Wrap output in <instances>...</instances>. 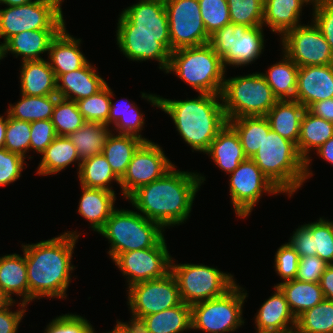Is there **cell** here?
<instances>
[{
    "mask_svg": "<svg viewBox=\"0 0 333 333\" xmlns=\"http://www.w3.org/2000/svg\"><path fill=\"white\" fill-rule=\"evenodd\" d=\"M103 333H114V332L111 330V331H108V332H103Z\"/></svg>",
    "mask_w": 333,
    "mask_h": 333,
    "instance_id": "66",
    "label": "cell"
},
{
    "mask_svg": "<svg viewBox=\"0 0 333 333\" xmlns=\"http://www.w3.org/2000/svg\"><path fill=\"white\" fill-rule=\"evenodd\" d=\"M85 122H98L108 126L111 103V87L107 83L96 94L76 101Z\"/></svg>",
    "mask_w": 333,
    "mask_h": 333,
    "instance_id": "43",
    "label": "cell"
},
{
    "mask_svg": "<svg viewBox=\"0 0 333 333\" xmlns=\"http://www.w3.org/2000/svg\"><path fill=\"white\" fill-rule=\"evenodd\" d=\"M81 42V38L69 34L66 26L52 40L47 60L56 78L82 68L89 61L83 51L81 52Z\"/></svg>",
    "mask_w": 333,
    "mask_h": 333,
    "instance_id": "24",
    "label": "cell"
},
{
    "mask_svg": "<svg viewBox=\"0 0 333 333\" xmlns=\"http://www.w3.org/2000/svg\"><path fill=\"white\" fill-rule=\"evenodd\" d=\"M141 109L134 104L128 111L122 115L119 120L113 125L114 129L111 128L115 134L134 135L144 141H151L148 138H144L141 134L142 130L145 129V117ZM116 130V132H115Z\"/></svg>",
    "mask_w": 333,
    "mask_h": 333,
    "instance_id": "52",
    "label": "cell"
},
{
    "mask_svg": "<svg viewBox=\"0 0 333 333\" xmlns=\"http://www.w3.org/2000/svg\"><path fill=\"white\" fill-rule=\"evenodd\" d=\"M30 125V151L32 150L41 155L58 135L51 119L34 121Z\"/></svg>",
    "mask_w": 333,
    "mask_h": 333,
    "instance_id": "53",
    "label": "cell"
},
{
    "mask_svg": "<svg viewBox=\"0 0 333 333\" xmlns=\"http://www.w3.org/2000/svg\"><path fill=\"white\" fill-rule=\"evenodd\" d=\"M263 27L230 23L210 35L208 44L222 59L225 70L228 66L247 67L264 52Z\"/></svg>",
    "mask_w": 333,
    "mask_h": 333,
    "instance_id": "10",
    "label": "cell"
},
{
    "mask_svg": "<svg viewBox=\"0 0 333 333\" xmlns=\"http://www.w3.org/2000/svg\"><path fill=\"white\" fill-rule=\"evenodd\" d=\"M164 231L138 211L116 208L98 234L110 244L107 253L113 260L124 252L154 247L165 236Z\"/></svg>",
    "mask_w": 333,
    "mask_h": 333,
    "instance_id": "6",
    "label": "cell"
},
{
    "mask_svg": "<svg viewBox=\"0 0 333 333\" xmlns=\"http://www.w3.org/2000/svg\"><path fill=\"white\" fill-rule=\"evenodd\" d=\"M288 243L298 253L299 258L316 255V251H313L312 232L304 223L293 231Z\"/></svg>",
    "mask_w": 333,
    "mask_h": 333,
    "instance_id": "56",
    "label": "cell"
},
{
    "mask_svg": "<svg viewBox=\"0 0 333 333\" xmlns=\"http://www.w3.org/2000/svg\"><path fill=\"white\" fill-rule=\"evenodd\" d=\"M274 258L275 273L280 276L283 282L296 279L299 255L288 242L277 249Z\"/></svg>",
    "mask_w": 333,
    "mask_h": 333,
    "instance_id": "49",
    "label": "cell"
},
{
    "mask_svg": "<svg viewBox=\"0 0 333 333\" xmlns=\"http://www.w3.org/2000/svg\"><path fill=\"white\" fill-rule=\"evenodd\" d=\"M328 98H333V64L299 67L295 100L308 109Z\"/></svg>",
    "mask_w": 333,
    "mask_h": 333,
    "instance_id": "20",
    "label": "cell"
},
{
    "mask_svg": "<svg viewBox=\"0 0 333 333\" xmlns=\"http://www.w3.org/2000/svg\"><path fill=\"white\" fill-rule=\"evenodd\" d=\"M64 0H35L19 6L0 9V42L2 47L12 36L23 31L63 29L66 25L62 11Z\"/></svg>",
    "mask_w": 333,
    "mask_h": 333,
    "instance_id": "11",
    "label": "cell"
},
{
    "mask_svg": "<svg viewBox=\"0 0 333 333\" xmlns=\"http://www.w3.org/2000/svg\"><path fill=\"white\" fill-rule=\"evenodd\" d=\"M176 168L174 166L162 178L140 187L126 199L140 214L164 230L177 227L190 218L193 201L206 181L201 173Z\"/></svg>",
    "mask_w": 333,
    "mask_h": 333,
    "instance_id": "1",
    "label": "cell"
},
{
    "mask_svg": "<svg viewBox=\"0 0 333 333\" xmlns=\"http://www.w3.org/2000/svg\"><path fill=\"white\" fill-rule=\"evenodd\" d=\"M312 21L329 43L333 52V0L312 3Z\"/></svg>",
    "mask_w": 333,
    "mask_h": 333,
    "instance_id": "51",
    "label": "cell"
},
{
    "mask_svg": "<svg viewBox=\"0 0 333 333\" xmlns=\"http://www.w3.org/2000/svg\"><path fill=\"white\" fill-rule=\"evenodd\" d=\"M331 137H333V122L314 116L306 109L301 120L300 136L297 142L299 154L306 162V180L314 175L310 167L312 162L310 153L315 154V151Z\"/></svg>",
    "mask_w": 333,
    "mask_h": 333,
    "instance_id": "25",
    "label": "cell"
},
{
    "mask_svg": "<svg viewBox=\"0 0 333 333\" xmlns=\"http://www.w3.org/2000/svg\"><path fill=\"white\" fill-rule=\"evenodd\" d=\"M15 304L18 310L13 311L12 306L14 307ZM27 308L24 303L12 301L8 306L0 309V333H18L19 324L23 320Z\"/></svg>",
    "mask_w": 333,
    "mask_h": 333,
    "instance_id": "55",
    "label": "cell"
},
{
    "mask_svg": "<svg viewBox=\"0 0 333 333\" xmlns=\"http://www.w3.org/2000/svg\"><path fill=\"white\" fill-rule=\"evenodd\" d=\"M313 237V251L326 263L333 264V221L319 217L316 222L304 224Z\"/></svg>",
    "mask_w": 333,
    "mask_h": 333,
    "instance_id": "45",
    "label": "cell"
},
{
    "mask_svg": "<svg viewBox=\"0 0 333 333\" xmlns=\"http://www.w3.org/2000/svg\"><path fill=\"white\" fill-rule=\"evenodd\" d=\"M77 176L80 186L87 188H101L115 192L111 186L112 182L120 186V179L102 154L81 161Z\"/></svg>",
    "mask_w": 333,
    "mask_h": 333,
    "instance_id": "39",
    "label": "cell"
},
{
    "mask_svg": "<svg viewBox=\"0 0 333 333\" xmlns=\"http://www.w3.org/2000/svg\"><path fill=\"white\" fill-rule=\"evenodd\" d=\"M198 1L202 20L209 36L231 23L227 0Z\"/></svg>",
    "mask_w": 333,
    "mask_h": 333,
    "instance_id": "47",
    "label": "cell"
},
{
    "mask_svg": "<svg viewBox=\"0 0 333 333\" xmlns=\"http://www.w3.org/2000/svg\"><path fill=\"white\" fill-rule=\"evenodd\" d=\"M226 70L209 44L171 52L166 74H175L197 93L221 95Z\"/></svg>",
    "mask_w": 333,
    "mask_h": 333,
    "instance_id": "5",
    "label": "cell"
},
{
    "mask_svg": "<svg viewBox=\"0 0 333 333\" xmlns=\"http://www.w3.org/2000/svg\"><path fill=\"white\" fill-rule=\"evenodd\" d=\"M168 16L171 52L209 43L198 0H164Z\"/></svg>",
    "mask_w": 333,
    "mask_h": 333,
    "instance_id": "13",
    "label": "cell"
},
{
    "mask_svg": "<svg viewBox=\"0 0 333 333\" xmlns=\"http://www.w3.org/2000/svg\"><path fill=\"white\" fill-rule=\"evenodd\" d=\"M232 24L263 26L264 0H227Z\"/></svg>",
    "mask_w": 333,
    "mask_h": 333,
    "instance_id": "44",
    "label": "cell"
},
{
    "mask_svg": "<svg viewBox=\"0 0 333 333\" xmlns=\"http://www.w3.org/2000/svg\"><path fill=\"white\" fill-rule=\"evenodd\" d=\"M281 50L298 67L333 64V52L319 28L311 20L287 31L281 38Z\"/></svg>",
    "mask_w": 333,
    "mask_h": 333,
    "instance_id": "16",
    "label": "cell"
},
{
    "mask_svg": "<svg viewBox=\"0 0 333 333\" xmlns=\"http://www.w3.org/2000/svg\"><path fill=\"white\" fill-rule=\"evenodd\" d=\"M114 92L111 89V103H110V110H109V116H108V126L113 128L112 126L119 120V118L124 115L128 109H130L135 102H131L126 99H121V101H112V97H114ZM112 125V126H111Z\"/></svg>",
    "mask_w": 333,
    "mask_h": 333,
    "instance_id": "58",
    "label": "cell"
},
{
    "mask_svg": "<svg viewBox=\"0 0 333 333\" xmlns=\"http://www.w3.org/2000/svg\"><path fill=\"white\" fill-rule=\"evenodd\" d=\"M248 293L239 283L224 295L191 306L192 330L233 333L244 326L243 306Z\"/></svg>",
    "mask_w": 333,
    "mask_h": 333,
    "instance_id": "8",
    "label": "cell"
},
{
    "mask_svg": "<svg viewBox=\"0 0 333 333\" xmlns=\"http://www.w3.org/2000/svg\"><path fill=\"white\" fill-rule=\"evenodd\" d=\"M96 70L88 61L82 68L59 75L56 78L57 95L76 102L96 94L107 84Z\"/></svg>",
    "mask_w": 333,
    "mask_h": 333,
    "instance_id": "22",
    "label": "cell"
},
{
    "mask_svg": "<svg viewBox=\"0 0 333 333\" xmlns=\"http://www.w3.org/2000/svg\"><path fill=\"white\" fill-rule=\"evenodd\" d=\"M267 178L290 198L306 182V162L297 145L272 129L264 135L261 147L251 158Z\"/></svg>",
    "mask_w": 333,
    "mask_h": 333,
    "instance_id": "4",
    "label": "cell"
},
{
    "mask_svg": "<svg viewBox=\"0 0 333 333\" xmlns=\"http://www.w3.org/2000/svg\"><path fill=\"white\" fill-rule=\"evenodd\" d=\"M226 175L231 174L238 165L247 159L236 131L227 125L217 134L205 153Z\"/></svg>",
    "mask_w": 333,
    "mask_h": 333,
    "instance_id": "30",
    "label": "cell"
},
{
    "mask_svg": "<svg viewBox=\"0 0 333 333\" xmlns=\"http://www.w3.org/2000/svg\"><path fill=\"white\" fill-rule=\"evenodd\" d=\"M51 121L58 136H69L85 123L77 103L61 97L55 103Z\"/></svg>",
    "mask_w": 333,
    "mask_h": 333,
    "instance_id": "42",
    "label": "cell"
},
{
    "mask_svg": "<svg viewBox=\"0 0 333 333\" xmlns=\"http://www.w3.org/2000/svg\"><path fill=\"white\" fill-rule=\"evenodd\" d=\"M228 124L236 131L247 158H252L271 129L266 116H245L230 119Z\"/></svg>",
    "mask_w": 333,
    "mask_h": 333,
    "instance_id": "36",
    "label": "cell"
},
{
    "mask_svg": "<svg viewBox=\"0 0 333 333\" xmlns=\"http://www.w3.org/2000/svg\"><path fill=\"white\" fill-rule=\"evenodd\" d=\"M297 333H333V301L324 299L297 318Z\"/></svg>",
    "mask_w": 333,
    "mask_h": 333,
    "instance_id": "41",
    "label": "cell"
},
{
    "mask_svg": "<svg viewBox=\"0 0 333 333\" xmlns=\"http://www.w3.org/2000/svg\"><path fill=\"white\" fill-rule=\"evenodd\" d=\"M131 315L128 322L119 321L118 319L112 331L114 333H151L143 317Z\"/></svg>",
    "mask_w": 333,
    "mask_h": 333,
    "instance_id": "57",
    "label": "cell"
},
{
    "mask_svg": "<svg viewBox=\"0 0 333 333\" xmlns=\"http://www.w3.org/2000/svg\"><path fill=\"white\" fill-rule=\"evenodd\" d=\"M37 166V175L50 176L67 169L69 165H77V173L81 164L75 146L68 136H57L53 142L43 151Z\"/></svg>",
    "mask_w": 333,
    "mask_h": 333,
    "instance_id": "32",
    "label": "cell"
},
{
    "mask_svg": "<svg viewBox=\"0 0 333 333\" xmlns=\"http://www.w3.org/2000/svg\"><path fill=\"white\" fill-rule=\"evenodd\" d=\"M11 302L12 301L9 299V297L0 288V309L8 306Z\"/></svg>",
    "mask_w": 333,
    "mask_h": 333,
    "instance_id": "64",
    "label": "cell"
},
{
    "mask_svg": "<svg viewBox=\"0 0 333 333\" xmlns=\"http://www.w3.org/2000/svg\"><path fill=\"white\" fill-rule=\"evenodd\" d=\"M130 314L139 317L159 313L182 303L174 275L143 281L126 288Z\"/></svg>",
    "mask_w": 333,
    "mask_h": 333,
    "instance_id": "17",
    "label": "cell"
},
{
    "mask_svg": "<svg viewBox=\"0 0 333 333\" xmlns=\"http://www.w3.org/2000/svg\"><path fill=\"white\" fill-rule=\"evenodd\" d=\"M21 99L9 104L6 113L9 117L25 122L51 119L58 95L28 96L20 95Z\"/></svg>",
    "mask_w": 333,
    "mask_h": 333,
    "instance_id": "40",
    "label": "cell"
},
{
    "mask_svg": "<svg viewBox=\"0 0 333 333\" xmlns=\"http://www.w3.org/2000/svg\"><path fill=\"white\" fill-rule=\"evenodd\" d=\"M35 0H0V5L4 6H19L30 3Z\"/></svg>",
    "mask_w": 333,
    "mask_h": 333,
    "instance_id": "63",
    "label": "cell"
},
{
    "mask_svg": "<svg viewBox=\"0 0 333 333\" xmlns=\"http://www.w3.org/2000/svg\"><path fill=\"white\" fill-rule=\"evenodd\" d=\"M143 318L151 333H185L192 330L191 306L183 302Z\"/></svg>",
    "mask_w": 333,
    "mask_h": 333,
    "instance_id": "38",
    "label": "cell"
},
{
    "mask_svg": "<svg viewBox=\"0 0 333 333\" xmlns=\"http://www.w3.org/2000/svg\"><path fill=\"white\" fill-rule=\"evenodd\" d=\"M305 111L306 108L296 100H278L266 118L274 132L297 145Z\"/></svg>",
    "mask_w": 333,
    "mask_h": 333,
    "instance_id": "31",
    "label": "cell"
},
{
    "mask_svg": "<svg viewBox=\"0 0 333 333\" xmlns=\"http://www.w3.org/2000/svg\"><path fill=\"white\" fill-rule=\"evenodd\" d=\"M316 155L322 160L328 162L333 165V137L327 140L317 151Z\"/></svg>",
    "mask_w": 333,
    "mask_h": 333,
    "instance_id": "61",
    "label": "cell"
},
{
    "mask_svg": "<svg viewBox=\"0 0 333 333\" xmlns=\"http://www.w3.org/2000/svg\"><path fill=\"white\" fill-rule=\"evenodd\" d=\"M312 3L311 0H264L263 26L281 38L287 31L301 25L303 7Z\"/></svg>",
    "mask_w": 333,
    "mask_h": 333,
    "instance_id": "26",
    "label": "cell"
},
{
    "mask_svg": "<svg viewBox=\"0 0 333 333\" xmlns=\"http://www.w3.org/2000/svg\"><path fill=\"white\" fill-rule=\"evenodd\" d=\"M141 98L170 116L178 135L191 147L192 152L205 154L228 123L221 95L199 93L192 99L173 100L141 92Z\"/></svg>",
    "mask_w": 333,
    "mask_h": 333,
    "instance_id": "3",
    "label": "cell"
},
{
    "mask_svg": "<svg viewBox=\"0 0 333 333\" xmlns=\"http://www.w3.org/2000/svg\"><path fill=\"white\" fill-rule=\"evenodd\" d=\"M116 44L125 57L134 62L155 60L165 72L171 55L169 34L116 33Z\"/></svg>",
    "mask_w": 333,
    "mask_h": 333,
    "instance_id": "19",
    "label": "cell"
},
{
    "mask_svg": "<svg viewBox=\"0 0 333 333\" xmlns=\"http://www.w3.org/2000/svg\"><path fill=\"white\" fill-rule=\"evenodd\" d=\"M254 320V329L279 333L294 332L297 324V318L277 286H274V293L257 310Z\"/></svg>",
    "mask_w": 333,
    "mask_h": 333,
    "instance_id": "21",
    "label": "cell"
},
{
    "mask_svg": "<svg viewBox=\"0 0 333 333\" xmlns=\"http://www.w3.org/2000/svg\"><path fill=\"white\" fill-rule=\"evenodd\" d=\"M274 286L284 294L296 318L325 299L319 283L293 279L279 282Z\"/></svg>",
    "mask_w": 333,
    "mask_h": 333,
    "instance_id": "33",
    "label": "cell"
},
{
    "mask_svg": "<svg viewBox=\"0 0 333 333\" xmlns=\"http://www.w3.org/2000/svg\"><path fill=\"white\" fill-rule=\"evenodd\" d=\"M172 257L171 273L174 275L181 300L194 305L224 295L237 282L231 273H225L213 266L193 263H177Z\"/></svg>",
    "mask_w": 333,
    "mask_h": 333,
    "instance_id": "9",
    "label": "cell"
},
{
    "mask_svg": "<svg viewBox=\"0 0 333 333\" xmlns=\"http://www.w3.org/2000/svg\"><path fill=\"white\" fill-rule=\"evenodd\" d=\"M307 110L314 116L333 122V98L318 101L312 104Z\"/></svg>",
    "mask_w": 333,
    "mask_h": 333,
    "instance_id": "59",
    "label": "cell"
},
{
    "mask_svg": "<svg viewBox=\"0 0 333 333\" xmlns=\"http://www.w3.org/2000/svg\"><path fill=\"white\" fill-rule=\"evenodd\" d=\"M327 266L328 263L317 255L300 257L296 279L304 282L319 283Z\"/></svg>",
    "mask_w": 333,
    "mask_h": 333,
    "instance_id": "54",
    "label": "cell"
},
{
    "mask_svg": "<svg viewBox=\"0 0 333 333\" xmlns=\"http://www.w3.org/2000/svg\"><path fill=\"white\" fill-rule=\"evenodd\" d=\"M31 125L8 116L4 148L26 159L30 151Z\"/></svg>",
    "mask_w": 333,
    "mask_h": 333,
    "instance_id": "46",
    "label": "cell"
},
{
    "mask_svg": "<svg viewBox=\"0 0 333 333\" xmlns=\"http://www.w3.org/2000/svg\"><path fill=\"white\" fill-rule=\"evenodd\" d=\"M280 61L261 74L278 100H295L298 66L283 51Z\"/></svg>",
    "mask_w": 333,
    "mask_h": 333,
    "instance_id": "34",
    "label": "cell"
},
{
    "mask_svg": "<svg viewBox=\"0 0 333 333\" xmlns=\"http://www.w3.org/2000/svg\"><path fill=\"white\" fill-rule=\"evenodd\" d=\"M174 166L175 163L165 155L159 144L144 141L133 154L125 174L120 179L123 199H127L140 187L162 178Z\"/></svg>",
    "mask_w": 333,
    "mask_h": 333,
    "instance_id": "15",
    "label": "cell"
},
{
    "mask_svg": "<svg viewBox=\"0 0 333 333\" xmlns=\"http://www.w3.org/2000/svg\"><path fill=\"white\" fill-rule=\"evenodd\" d=\"M62 29H42L23 31L12 36L1 47V59L7 57L9 53L16 58L20 56L21 62L42 60V54L50 48L52 40Z\"/></svg>",
    "mask_w": 333,
    "mask_h": 333,
    "instance_id": "23",
    "label": "cell"
},
{
    "mask_svg": "<svg viewBox=\"0 0 333 333\" xmlns=\"http://www.w3.org/2000/svg\"><path fill=\"white\" fill-rule=\"evenodd\" d=\"M319 284L325 299L333 301V264H329L325 268Z\"/></svg>",
    "mask_w": 333,
    "mask_h": 333,
    "instance_id": "60",
    "label": "cell"
},
{
    "mask_svg": "<svg viewBox=\"0 0 333 333\" xmlns=\"http://www.w3.org/2000/svg\"><path fill=\"white\" fill-rule=\"evenodd\" d=\"M112 130L98 122H85L68 137L75 146L81 161L102 154L103 147Z\"/></svg>",
    "mask_w": 333,
    "mask_h": 333,
    "instance_id": "37",
    "label": "cell"
},
{
    "mask_svg": "<svg viewBox=\"0 0 333 333\" xmlns=\"http://www.w3.org/2000/svg\"><path fill=\"white\" fill-rule=\"evenodd\" d=\"M7 123L8 114L6 113L5 116L0 115V149L4 148Z\"/></svg>",
    "mask_w": 333,
    "mask_h": 333,
    "instance_id": "62",
    "label": "cell"
},
{
    "mask_svg": "<svg viewBox=\"0 0 333 333\" xmlns=\"http://www.w3.org/2000/svg\"><path fill=\"white\" fill-rule=\"evenodd\" d=\"M77 232L65 231L35 244H21L27 267L29 304L44 297L66 300L71 274L76 269L72 259L80 237Z\"/></svg>",
    "mask_w": 333,
    "mask_h": 333,
    "instance_id": "2",
    "label": "cell"
},
{
    "mask_svg": "<svg viewBox=\"0 0 333 333\" xmlns=\"http://www.w3.org/2000/svg\"><path fill=\"white\" fill-rule=\"evenodd\" d=\"M25 158L17 153L0 149V187L16 182L22 176L23 169L27 166Z\"/></svg>",
    "mask_w": 333,
    "mask_h": 333,
    "instance_id": "50",
    "label": "cell"
},
{
    "mask_svg": "<svg viewBox=\"0 0 333 333\" xmlns=\"http://www.w3.org/2000/svg\"><path fill=\"white\" fill-rule=\"evenodd\" d=\"M255 333H279V332H276V331H267V330H257L256 329Z\"/></svg>",
    "mask_w": 333,
    "mask_h": 333,
    "instance_id": "65",
    "label": "cell"
},
{
    "mask_svg": "<svg viewBox=\"0 0 333 333\" xmlns=\"http://www.w3.org/2000/svg\"><path fill=\"white\" fill-rule=\"evenodd\" d=\"M93 325L87 318L78 315L77 313H66L57 315L52 319L44 333H96Z\"/></svg>",
    "mask_w": 333,
    "mask_h": 333,
    "instance_id": "48",
    "label": "cell"
},
{
    "mask_svg": "<svg viewBox=\"0 0 333 333\" xmlns=\"http://www.w3.org/2000/svg\"><path fill=\"white\" fill-rule=\"evenodd\" d=\"M221 100L228 121L245 116H266L278 101L261 72L225 77Z\"/></svg>",
    "mask_w": 333,
    "mask_h": 333,
    "instance_id": "7",
    "label": "cell"
},
{
    "mask_svg": "<svg viewBox=\"0 0 333 333\" xmlns=\"http://www.w3.org/2000/svg\"><path fill=\"white\" fill-rule=\"evenodd\" d=\"M0 288L11 301L29 305V284L24 252L0 256ZM17 295L20 301L13 299Z\"/></svg>",
    "mask_w": 333,
    "mask_h": 333,
    "instance_id": "29",
    "label": "cell"
},
{
    "mask_svg": "<svg viewBox=\"0 0 333 333\" xmlns=\"http://www.w3.org/2000/svg\"><path fill=\"white\" fill-rule=\"evenodd\" d=\"M120 13L116 33L169 34L164 0H137Z\"/></svg>",
    "mask_w": 333,
    "mask_h": 333,
    "instance_id": "18",
    "label": "cell"
},
{
    "mask_svg": "<svg viewBox=\"0 0 333 333\" xmlns=\"http://www.w3.org/2000/svg\"><path fill=\"white\" fill-rule=\"evenodd\" d=\"M20 94L28 96L57 95V80L48 60L21 62Z\"/></svg>",
    "mask_w": 333,
    "mask_h": 333,
    "instance_id": "28",
    "label": "cell"
},
{
    "mask_svg": "<svg viewBox=\"0 0 333 333\" xmlns=\"http://www.w3.org/2000/svg\"><path fill=\"white\" fill-rule=\"evenodd\" d=\"M165 236L154 246L118 254L112 262L126 278L127 288L133 284L159 279L171 272L172 256Z\"/></svg>",
    "mask_w": 333,
    "mask_h": 333,
    "instance_id": "14",
    "label": "cell"
},
{
    "mask_svg": "<svg viewBox=\"0 0 333 333\" xmlns=\"http://www.w3.org/2000/svg\"><path fill=\"white\" fill-rule=\"evenodd\" d=\"M82 195L80 196L77 212L90 224L93 231L99 232L105 225L107 219L115 207L116 194L101 188H87L81 186Z\"/></svg>",
    "mask_w": 333,
    "mask_h": 333,
    "instance_id": "27",
    "label": "cell"
},
{
    "mask_svg": "<svg viewBox=\"0 0 333 333\" xmlns=\"http://www.w3.org/2000/svg\"><path fill=\"white\" fill-rule=\"evenodd\" d=\"M143 139L134 135L115 134L108 136L102 150V155L107 159L114 174L121 179Z\"/></svg>",
    "mask_w": 333,
    "mask_h": 333,
    "instance_id": "35",
    "label": "cell"
},
{
    "mask_svg": "<svg viewBox=\"0 0 333 333\" xmlns=\"http://www.w3.org/2000/svg\"><path fill=\"white\" fill-rule=\"evenodd\" d=\"M229 175L231 204L235 216L240 219L251 215L263 194L276 196L282 193L251 158L241 162Z\"/></svg>",
    "mask_w": 333,
    "mask_h": 333,
    "instance_id": "12",
    "label": "cell"
}]
</instances>
